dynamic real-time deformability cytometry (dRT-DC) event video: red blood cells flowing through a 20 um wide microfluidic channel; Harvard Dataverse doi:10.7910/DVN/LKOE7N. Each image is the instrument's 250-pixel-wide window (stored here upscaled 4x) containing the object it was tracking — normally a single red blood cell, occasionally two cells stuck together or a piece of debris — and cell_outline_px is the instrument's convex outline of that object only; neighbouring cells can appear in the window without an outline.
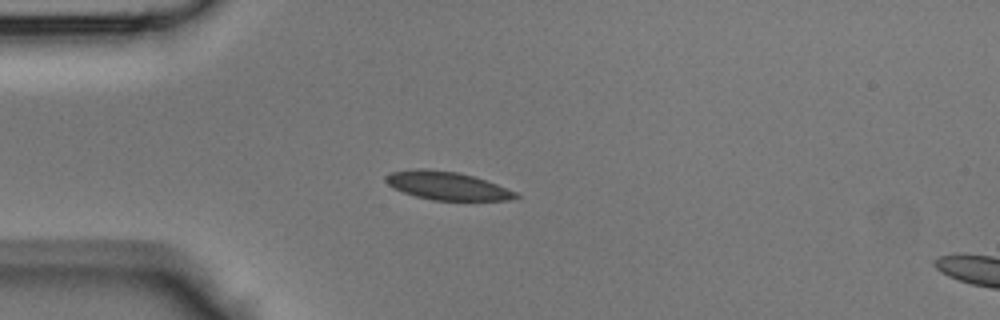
{"species": "Egyptian fruit bat (a non-hibernating species)", "species_latin": "Rousettus aegyptiacus", "temperature_condition": "room temperature", "stored_images_in_passage": 34, "camera_frame_rate_fps": 3000, "um_per_image_px": 0.085, "animal": {"sex": "male"}, "frame": {"image": 1, "passage_image": 1, "time_ms": 0.0, "image_size_px": [1000, 320], "cell_outline_px": [[520, 196], [508, 200], [432, 200], [416, 196], [392, 188], [384, 180], [384, 176], [392, 172], [420, 168], [424, 168], [456, 172], [472, 176], [496, 184], [516, 192]], "centroid_in_image_um": [37.96, 15.79], "position_along_channel_um": 47.0, "area_um2": 21.1}}
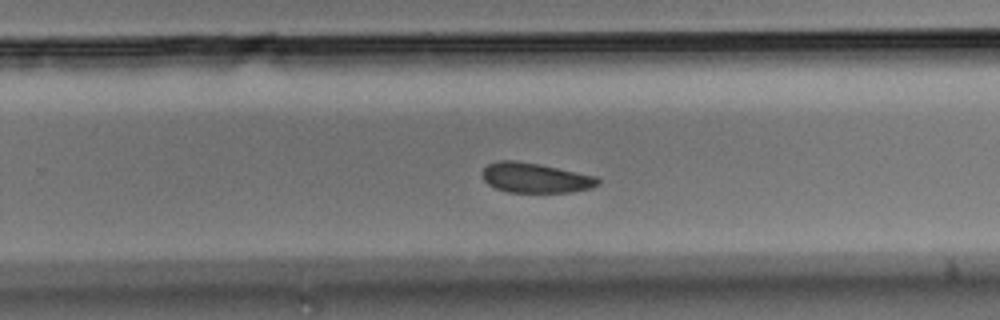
{"frame": {"image": 2, "passage_image": 18, "time_ms": 5.667, "image_size_px": [1000, 320], "cell_outline_px": [[600, 184], [592, 188], [572, 192], [508, 192], [496, 188], [488, 184], [484, 180], [484, 168], [488, 164], [496, 160], [516, 160], [540, 164], [596, 176], [600, 180]], "centroid_in_image_um": [45.53, 15.11], "position_along_channel_um": 284.3, "area_um2": 20.17}}
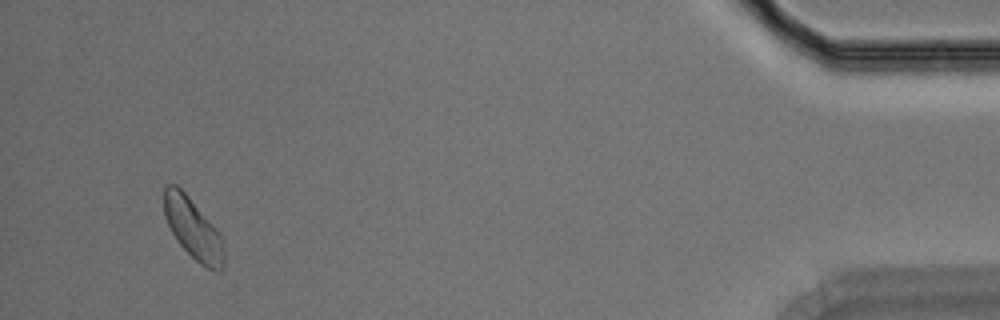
{"frame": {"image": 3, "passage_image": 32, "time_ms": 10.333, "image_size_px": [1000, 320], "cell_outline_px": [[224, 268], [220, 272], [216, 272], [200, 264], [176, 240], [164, 216], [164, 188], [168, 184], [176, 184], [188, 196], [216, 228], [220, 236], [224, 252]], "centroid_in_image_um": [16.41, 19.46], "position_along_channel_um": 418.8, "area_um2": 20.98}}